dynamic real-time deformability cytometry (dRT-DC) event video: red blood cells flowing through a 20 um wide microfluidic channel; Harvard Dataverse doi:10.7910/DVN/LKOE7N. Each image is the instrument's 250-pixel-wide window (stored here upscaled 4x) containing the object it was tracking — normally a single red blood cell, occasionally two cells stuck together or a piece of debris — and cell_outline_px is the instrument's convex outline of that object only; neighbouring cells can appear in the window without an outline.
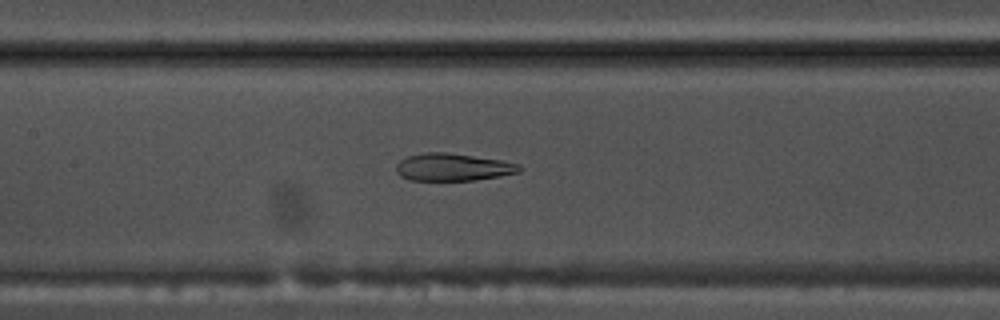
{"species": "common noctule bat (a hibernating species)", "species_latin": "Nyctalus noctula", "temperature_condition": "warm", "stored_images_in_passage": 51, "camera_frame_rate_fps": 3000, "um_per_image_px": 0.085, "animal": {"sex": "male", "body_mass_g": 17.5, "forearm_length_mm": 52.3}, "frame": {"image": 1, "passage_image": 23, "time_ms": 7.333, "image_size_px": [1000, 320], "cell_outline_px": [[520, 172], [500, 176], [476, 180], [412, 180], [400, 176], [396, 172], [396, 164], [400, 160], [408, 156], [424, 152], [444, 152], [500, 160], [520, 164]], "centroid_in_image_um": [38.47, 14.21], "position_along_channel_um": 168.9, "area_um2": 19.59}}
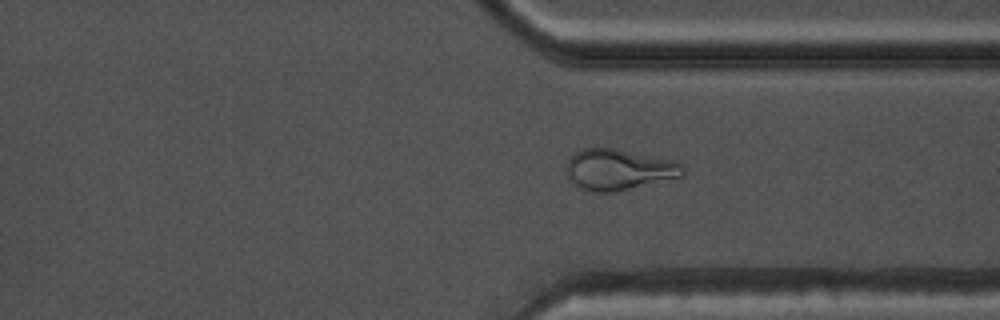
{"frame": {"image": 2, "passage_image": 38, "time_ms": 12.333, "image_size_px": [1000, 320], "cell_outline_px": [[684, 176], [616, 192], [592, 192], [580, 188], [564, 172], [568, 160], [576, 152], [584, 148], [612, 148], [684, 164]], "centroid_in_image_um": [52.56, 14.44], "position_along_channel_um": 358.8, "area_um2": 27.4}}
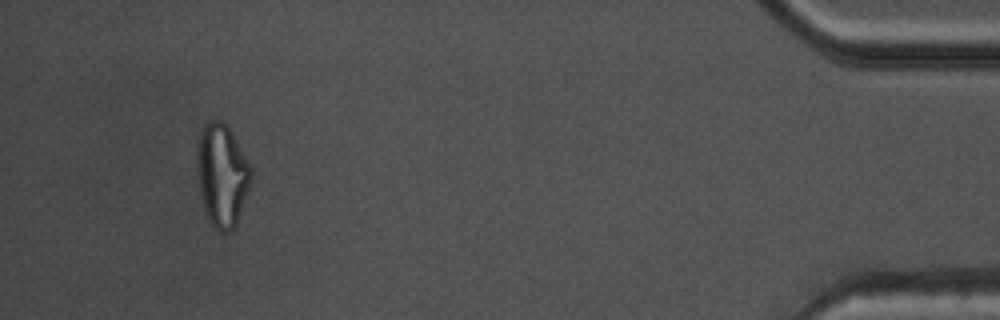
{"frame": {"image": 3, "passage_image": 48, "time_ms": 15.667, "image_size_px": [1000, 320], "cell_outline_px": [[252, 176], [236, 228], [228, 232], [216, 232], [208, 220], [204, 212], [200, 192], [196, 156], [196, 140], [204, 124], [208, 120], [220, 120], [232, 132], [252, 168]], "centroid_in_image_um": [18.85, 14.91], "position_along_channel_um": 416.3, "area_um2": 32.77}, "authors_computed_cell_mechanics": {"area_um2": 25.0274, "velocity_mm_per_s": 3.7997, "shape_relaxation_time_tau1_ms": null, "shape_relaxation_time_tau2_ms": 2.2949, "deformation_change_tau1": null, "deformation_change_tau2": 0.0836}}